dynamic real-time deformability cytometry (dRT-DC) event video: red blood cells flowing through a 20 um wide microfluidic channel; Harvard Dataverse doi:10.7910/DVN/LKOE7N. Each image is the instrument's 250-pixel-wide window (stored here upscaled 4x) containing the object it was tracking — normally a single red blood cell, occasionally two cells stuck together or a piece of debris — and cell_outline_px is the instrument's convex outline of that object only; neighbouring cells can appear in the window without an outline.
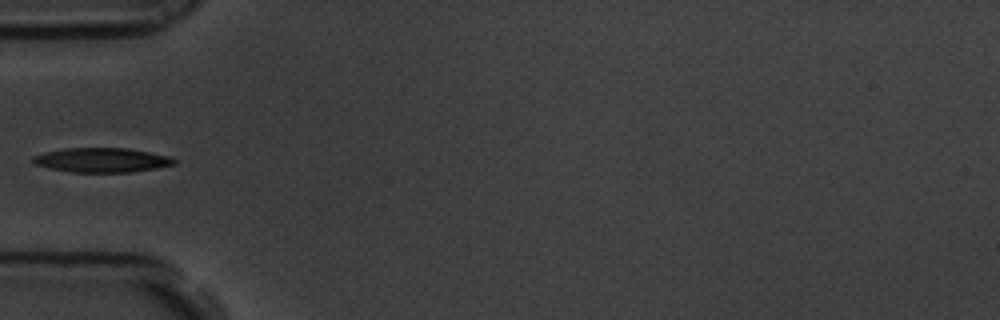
{"species": "common noctule bat (a hibernating species)", "species_latin": "Nyctalus noctula", "temperature_condition": "room temperature", "stored_images_in_passage": 8, "camera_frame_rate_fps": 3000, "um_per_image_px": 0.085, "animal": {"sex": "male", "body_mass_g": 19.5, "forearm_length_mm": 54.6}, "frame": {"image": 1, "passage_image": 7, "time_ms": 2.0, "image_size_px": [1000, 320], "cell_outline_px": [[176, 164], [156, 168], [128, 172], [72, 172], [52, 168], [36, 164], [32, 160], [32, 156], [44, 152], [64, 148], [124, 148], [148, 152], [168, 156], [176, 160]], "centroid_in_image_um": [8.64, 13.6], "position_along_channel_um": 76.4, "area_um2": 19.83}}
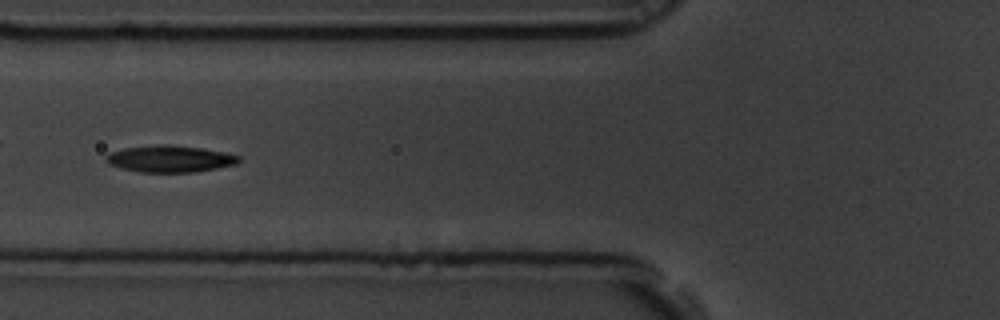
{"frame": {"image": 2, "passage_image": 8, "time_ms": 2.333, "image_size_px": [1000, 320], "cell_outline_px": [[240, 160], [236, 164], [216, 168], [192, 172], [140, 172], [108, 164], [104, 160], [104, 156], [112, 152], [124, 148], [160, 144], [168, 144], [200, 148], [224, 152], [240, 156]], "centroid_in_image_um": [14.42, 13.49], "position_along_channel_um": 111.4, "area_um2": 20.52}}